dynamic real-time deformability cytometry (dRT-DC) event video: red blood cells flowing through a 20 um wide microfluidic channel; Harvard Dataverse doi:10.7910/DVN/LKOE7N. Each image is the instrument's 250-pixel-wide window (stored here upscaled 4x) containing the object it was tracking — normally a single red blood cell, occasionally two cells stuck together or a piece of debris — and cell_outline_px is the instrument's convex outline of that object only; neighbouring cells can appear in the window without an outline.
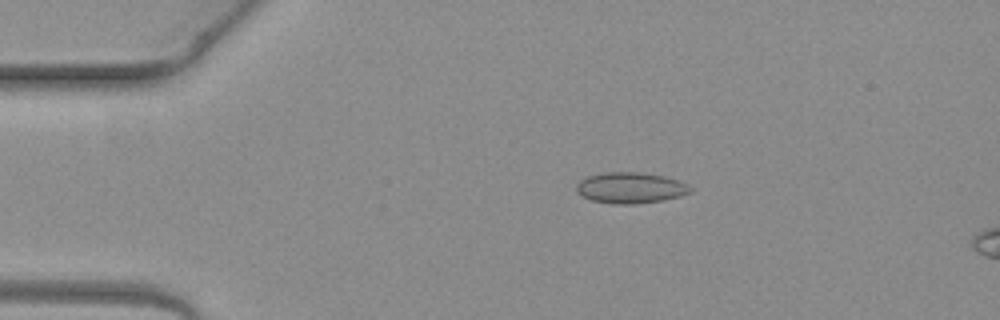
{"species": "common noctule bat (a hibernating species)", "species_latin": "Nyctalus noctula", "temperature_condition": "warm", "stored_images_in_passage": 5, "camera_frame_rate_fps": 3000, "um_per_image_px": 0.085, "animal": {"sex": "female", "body_mass_g": 19.3, "forearm_length_mm": 54.1}, "frame": {"image": 1, "passage_image": 3, "time_ms": 0.667, "image_size_px": [1000, 320], "cell_outline_px": [[692, 192], [680, 196], [664, 200], [636, 204], [612, 204], [592, 200], [580, 196], [576, 192], [576, 184], [580, 180], [588, 176], [604, 172], [640, 172], [664, 176], [688, 184], [692, 188]], "centroid_in_image_um": [53.57, 15.97], "position_along_channel_um": 31.4, "area_um2": 20.75}}